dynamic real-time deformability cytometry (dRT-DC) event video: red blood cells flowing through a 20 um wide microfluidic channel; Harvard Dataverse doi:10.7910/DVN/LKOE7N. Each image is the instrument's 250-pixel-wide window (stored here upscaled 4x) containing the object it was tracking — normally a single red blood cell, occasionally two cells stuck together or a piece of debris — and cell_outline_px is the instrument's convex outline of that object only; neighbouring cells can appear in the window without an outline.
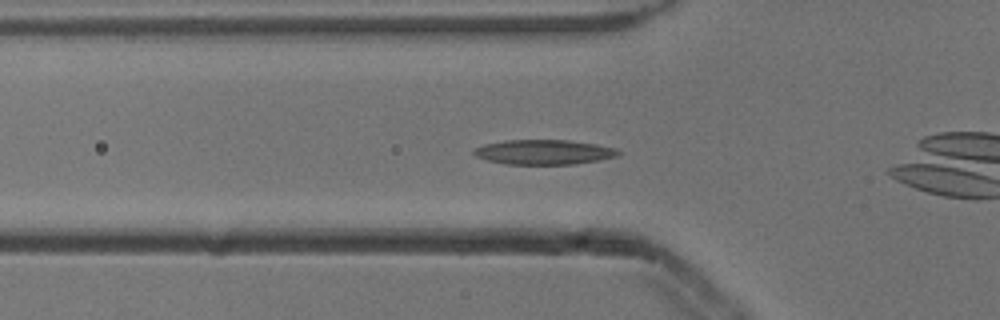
{"species": "common noctule bat (a hibernating species)", "species_latin": "Nyctalus noctula", "temperature_condition": "cold", "stored_images_in_passage": 31, "camera_frame_rate_fps": 3000, "um_per_image_px": 0.085, "animal": {"sex": "male", "body_mass_g": 13.3}, "frame": {"image": 1, "passage_image": 6, "time_ms": 1.667, "image_size_px": [1000, 320], "cell_outline_px": [[620, 156], [600, 160], [576, 164], [508, 164], [488, 160], [476, 156], [472, 152], [476, 148], [484, 144], [504, 140], [568, 140], [596, 144], [616, 148], [620, 152]], "centroid_in_image_um": [46.27, 12.92], "position_along_channel_um": 79.5, "area_um2": 20.87}}
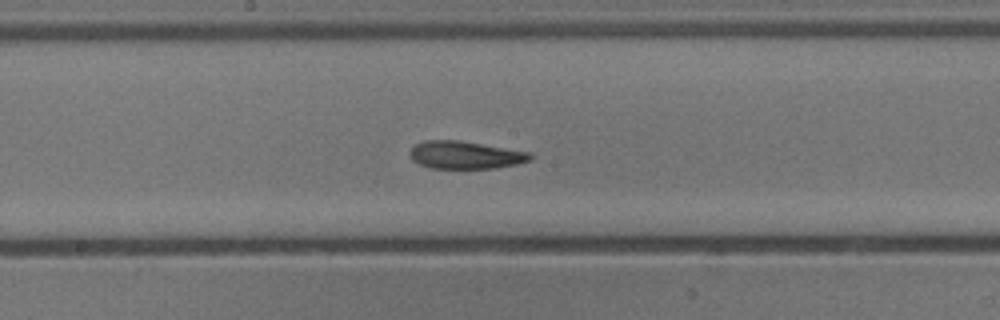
{"frame": {"image": 2, "passage_image": 16, "time_ms": 5.0, "image_size_px": [1000, 320], "cell_outline_px": [[532, 160], [516, 164], [496, 168], [432, 168], [420, 164], [412, 160], [408, 152], [416, 144], [424, 140], [456, 140], [532, 152]], "centroid_in_image_um": [39.56, 13.17], "position_along_channel_um": 208.6, "area_um2": 19.36}}
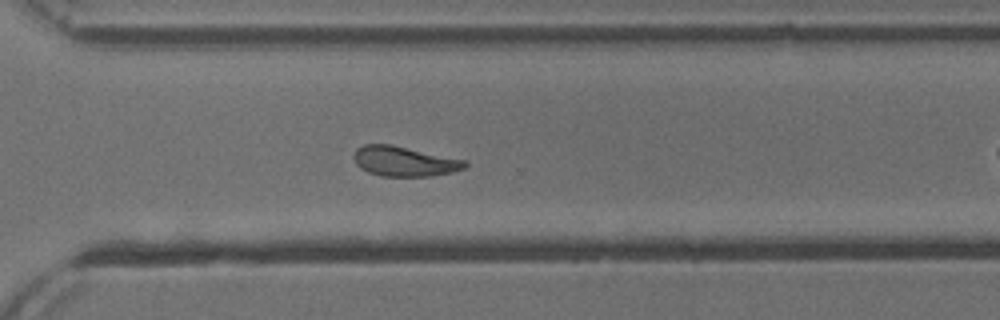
{"frame": {"image": 3, "passage_image": 26, "time_ms": 8.333, "image_size_px": [1000, 320], "cell_outline_px": [[468, 164], [464, 168], [452, 172], [432, 176], [380, 176], [368, 172], [360, 168], [356, 164], [352, 156], [356, 148], [364, 144], [388, 144], [468, 160]], "centroid_in_image_um": [34.35, 13.71], "position_along_channel_um": 336.2, "area_um2": 19.48}, "authors_computed_cell_mechanics": {"area_um2": 19.652, "velocity_mm_per_s": 3.8437, "shape_relaxation_time_tau1_ms": 4.8429, "shape_relaxation_time_tau2_ms": 2.4346, "deformation_change_tau1": 0.1548, "deformation_change_tau2": 0.0965}}